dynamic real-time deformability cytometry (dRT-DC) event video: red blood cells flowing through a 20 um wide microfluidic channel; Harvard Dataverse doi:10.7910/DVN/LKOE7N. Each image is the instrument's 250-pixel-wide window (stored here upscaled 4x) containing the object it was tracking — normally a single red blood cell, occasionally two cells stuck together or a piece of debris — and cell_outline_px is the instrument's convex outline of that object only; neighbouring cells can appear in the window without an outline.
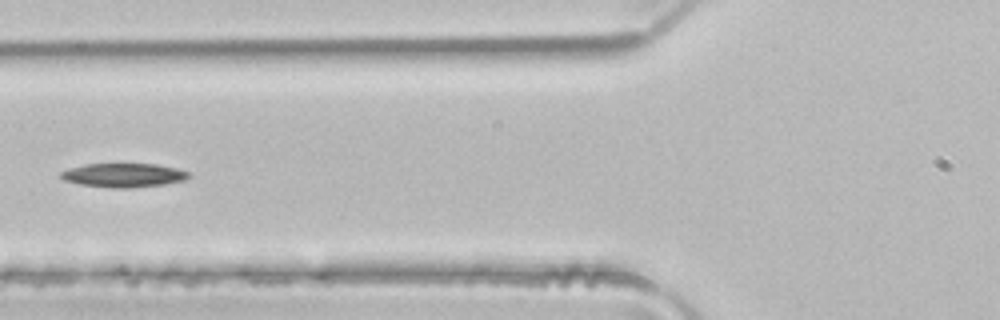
{"species": "common noctule bat (a hibernating species)", "species_latin": "Nyctalus noctula", "temperature_condition": "room temperature", "stored_images_in_passage": 4, "camera_frame_rate_fps": 3000, "um_per_image_px": 0.085, "animal": {"sex": "male", "body_mass_g": 21.5, "forearm_length_mm": 52.0}, "frame": {"image": 1, "passage_image": 4, "time_ms": 1.0, "image_size_px": [1000, 320], "cell_outline_px": [[192, 176], [184, 180], [164, 184], [132, 188], [112, 188], [80, 184], [64, 180], [60, 176], [60, 172], [68, 168], [84, 164], [156, 164], [176, 168], [188, 172]], "centroid_in_image_um": [10.5, 14.89], "position_along_channel_um": 115.3, "area_um2": 17.86}}